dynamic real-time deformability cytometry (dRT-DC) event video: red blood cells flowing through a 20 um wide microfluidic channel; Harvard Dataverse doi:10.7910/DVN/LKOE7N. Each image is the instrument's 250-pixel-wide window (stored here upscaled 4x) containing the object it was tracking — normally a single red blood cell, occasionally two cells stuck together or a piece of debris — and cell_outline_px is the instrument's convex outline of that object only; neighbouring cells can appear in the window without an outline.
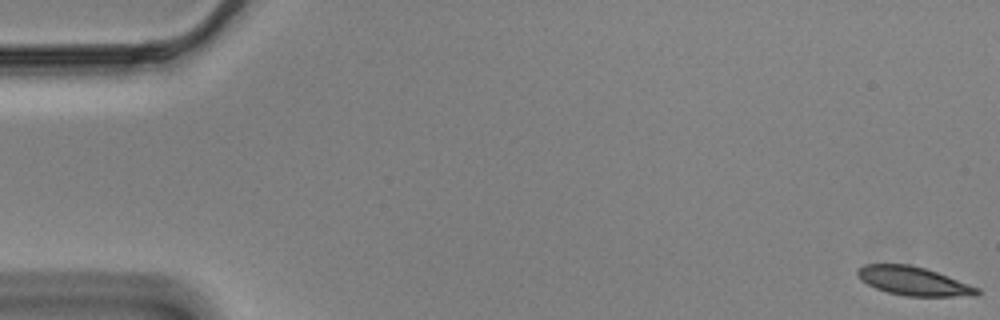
{"species": "Egyptian fruit bat (a non-hibernating species)", "species_latin": "Rousettus aegyptiacus", "temperature_condition": "cold", "stored_images_in_passage": 58, "camera_frame_rate_fps": 3000, "um_per_image_px": 0.085, "animal": {"sex": "male"}, "frame": {"image": 1, "passage_image": 1, "time_ms": 0.0, "image_size_px": [1000, 320], "cell_outline_px": [[980, 292], [976, 296], [908, 296], [888, 292], [876, 288], [860, 280], [856, 272], [856, 268], [864, 264], [908, 264], [924, 268], [936, 272], [980, 288]], "centroid_in_image_um": [77.63, 23.89], "position_along_channel_um": 7.4, "area_um2": 19.88}}
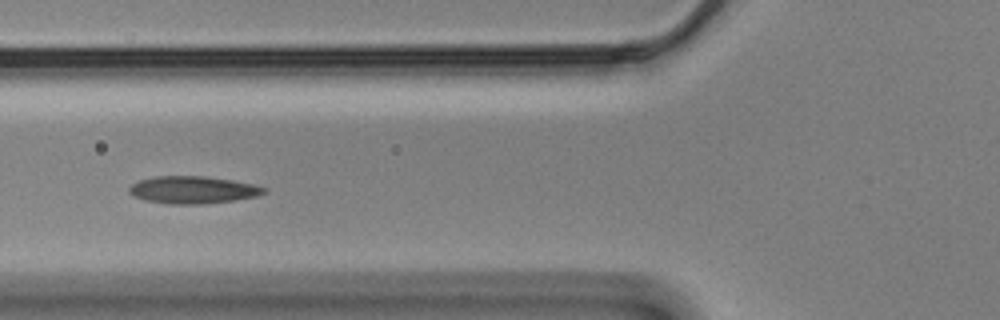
{"frame": {"image": 2, "passage_image": 22, "time_ms": 7.0, "image_size_px": [1000, 320], "cell_outline_px": [[268, 192], [256, 196], [236, 200], [204, 204], [168, 204], [144, 200], [132, 196], [128, 192], [128, 188], [132, 184], [140, 180], [156, 176], [204, 176], [232, 180], [252, 184], [268, 188]], "centroid_in_image_um": [16.39, 16.14], "position_along_channel_um": 109.4, "area_um2": 21.68}}
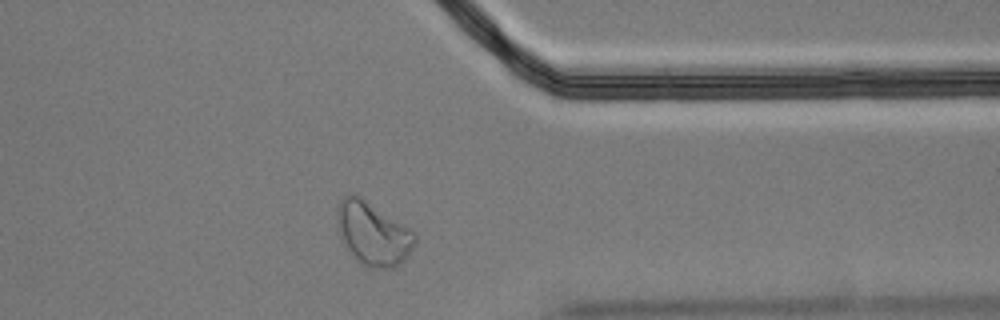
{"frame": {"image": 3, "passage_image": 46, "time_ms": 15.0, "image_size_px": [1000, 320], "cell_outline_px": [[416, 244], [404, 260], [392, 268], [368, 268], [348, 248], [344, 240], [336, 216], [336, 212], [340, 200], [348, 192], [364, 200], [416, 232]], "centroid_in_image_um": [31.75, 19.85], "position_along_channel_um": 379.6, "area_um2": 27.63}, "authors_computed_cell_mechanics": {"area_um2": 20.9814, "velocity_mm_per_s": 3.471, "shape_relaxation_time_tau1_ms": 5.198, "shape_relaxation_time_tau2_ms": 4.9108, "deformation_change_tau1": 0.167, "deformation_change_tau2": 0.0891}}